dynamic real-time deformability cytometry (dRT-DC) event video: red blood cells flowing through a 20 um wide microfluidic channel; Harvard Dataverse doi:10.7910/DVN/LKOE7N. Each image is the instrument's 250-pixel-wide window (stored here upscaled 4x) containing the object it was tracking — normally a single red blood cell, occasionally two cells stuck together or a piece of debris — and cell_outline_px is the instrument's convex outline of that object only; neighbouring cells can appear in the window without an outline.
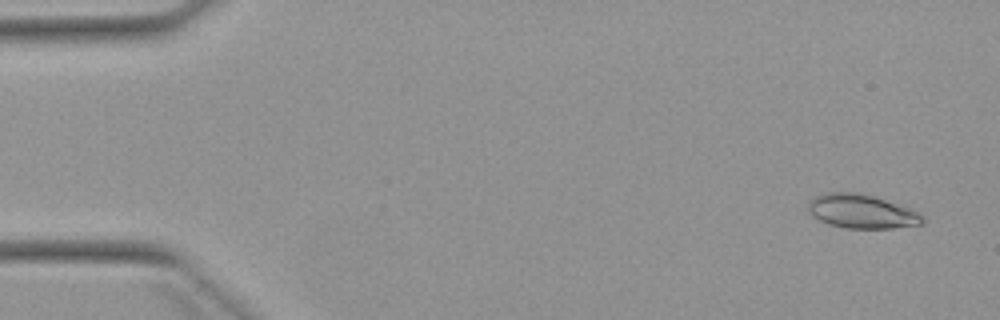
{"species": "Egyptian fruit bat (a non-hibernating species)", "species_latin": "Rousettus aegyptiacus", "temperature_condition": "warm", "stored_images_in_passage": 6, "camera_frame_rate_fps": 3000, "um_per_image_px": 0.085, "animal": {"sex": "female"}, "frame": {"image": 1, "passage_image": 1, "time_ms": 0.0, "image_size_px": [1000, 320], "cell_outline_px": [[924, 220], [920, 224], [892, 228], [844, 228], [828, 224], [812, 216], [808, 212], [808, 200], [816, 196], [828, 192], [860, 192], [908, 208], [924, 216]], "centroid_in_image_um": [73.17, 17.97], "position_along_channel_um": 11.8, "area_um2": 22.43}}
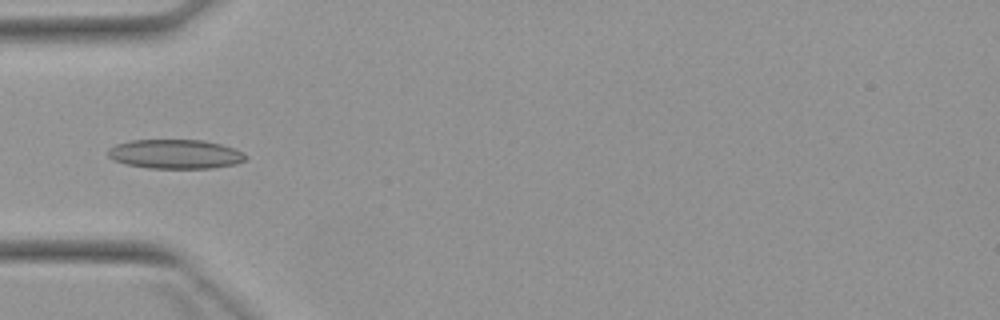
{"frame": {"image": 2, "passage_image": 5, "time_ms": 4.667, "image_size_px": [1000, 320], "cell_outline_px": [[248, 156], [244, 160], [236, 164], [212, 168], [148, 168], [124, 164], [112, 160], [108, 156], [108, 148], [116, 144], [132, 140], [204, 140], [220, 144], [232, 148]], "centroid_in_image_um": [14.85, 13.1], "position_along_channel_um": 70.1, "area_um2": 23.47}}
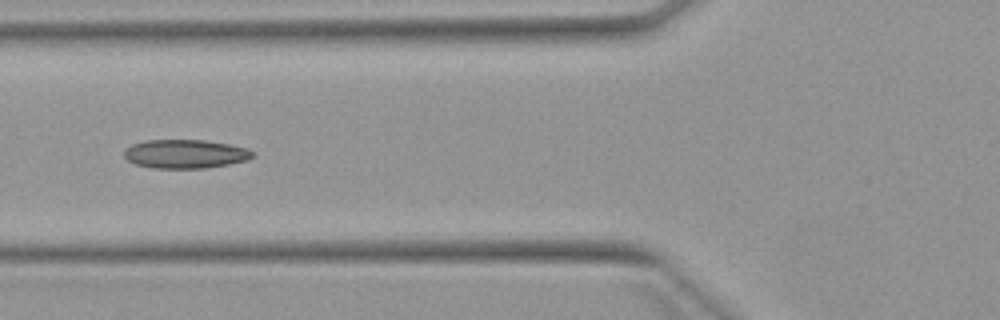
{"frame": {"image": 3, "passage_image": 6, "time_ms": 5.667, "image_size_px": [1000, 320], "cell_outline_px": [[252, 156], [248, 160], [228, 164], [204, 168], [152, 168], [136, 164], [128, 160], [124, 156], [124, 152], [132, 144], [144, 140], [204, 140], [228, 144], [244, 148], [252, 152]], "centroid_in_image_um": [15.71, 13.08], "position_along_channel_um": 110.1, "area_um2": 21.27}}